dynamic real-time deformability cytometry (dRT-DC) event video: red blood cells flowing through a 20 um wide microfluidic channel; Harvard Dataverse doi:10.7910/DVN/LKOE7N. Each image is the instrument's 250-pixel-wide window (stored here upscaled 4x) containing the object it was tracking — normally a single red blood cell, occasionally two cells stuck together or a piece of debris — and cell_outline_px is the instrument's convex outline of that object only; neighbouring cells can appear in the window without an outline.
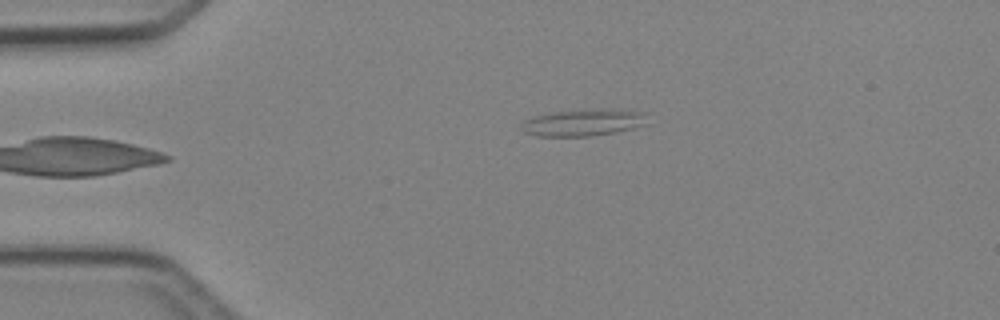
{"species": "Egyptian fruit bat (a non-hibernating species)", "species_latin": "Rousettus aegyptiacus", "temperature_condition": "cold", "stored_images_in_passage": 5, "camera_frame_rate_fps": 3000, "um_per_image_px": 0.085, "animal": {"sex": "female"}, "frame": {"image": 1, "passage_image": 5, "time_ms": 4.667, "image_size_px": [1000, 320], "cell_outline_px": [[648, 124], [616, 132], [588, 136], [536, 136], [524, 132], [520, 128], [520, 124], [524, 120], [536, 116], [552, 112], [600, 108], [644, 112]], "centroid_in_image_um": [49.56, 10.41], "position_along_channel_um": 35.4, "area_um2": 19.71}}